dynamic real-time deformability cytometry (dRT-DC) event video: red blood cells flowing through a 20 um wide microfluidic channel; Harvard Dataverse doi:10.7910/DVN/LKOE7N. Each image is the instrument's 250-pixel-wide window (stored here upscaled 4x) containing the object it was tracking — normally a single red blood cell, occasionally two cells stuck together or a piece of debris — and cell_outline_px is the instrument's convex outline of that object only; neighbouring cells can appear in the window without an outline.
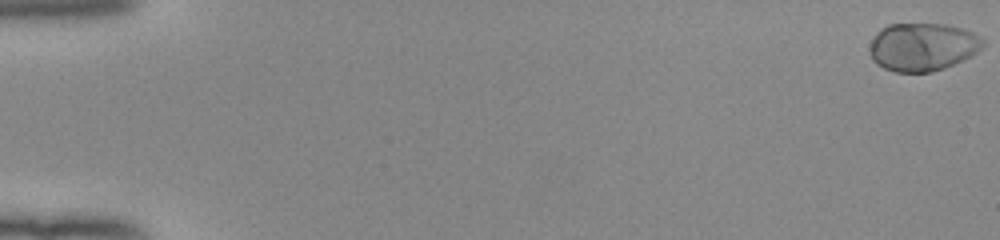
{"species": "human", "species_latin": "Homo sapiens", "temperature_condition": "room temperature", "stored_images_in_passage": 53, "camera_frame_rate_fps": 3000, "um_per_image_px": 0.085, "donor": {"sex": "female"}, "frame": {"image": 1, "passage_image": 1, "time_ms": 0.0, "image_size_px": [1000, 240], "cell_outline_px": [[984, 44], [972, 56], [964, 60], [944, 68], [932, 72], [896, 72], [884, 68], [876, 64], [872, 60], [868, 52], [872, 40], [876, 32], [888, 24], [948, 24], [964, 28], [980, 36], [984, 40]], "centroid_in_image_um": [78.41, 3.98], "position_along_channel_um": 6.6, "area_um2": 32.02}}
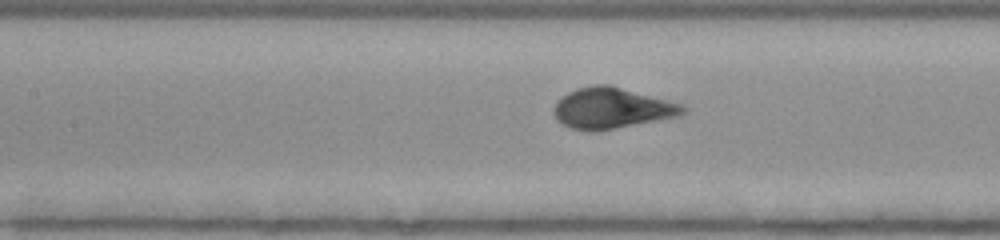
{"frame": {"image": 2, "passage_image": 26, "time_ms": 8.333, "image_size_px": [1000, 240], "cell_outline_px": [[688, 108], [680, 116], [596, 132], [588, 132], [572, 128], [556, 120], [552, 112], [552, 108], [556, 100], [568, 92], [576, 88], [596, 84], [608, 84], [684, 104]], "centroid_in_image_um": [51.98, 9.2], "position_along_channel_um": 155.4, "area_um2": 31.15}}
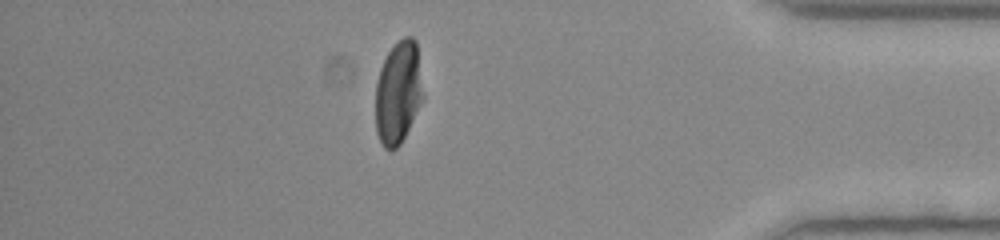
{"frame": {"image": 3, "passage_image": 47, "time_ms": 15.333, "image_size_px": [1000, 240], "cell_outline_px": [[424, 96], [400, 144], [392, 152], [388, 152], [384, 148], [376, 132], [376, 84], [380, 68], [388, 52], [404, 36], [412, 36], [416, 40]], "centroid_in_image_um": [33.84, 7.87], "position_along_channel_um": 401.4, "area_um2": 28.32}, "authors_computed_cell_mechanics": {"area_um2": 30.634, "velocity_mm_per_s": 3.9707, "shape_relaxation_time_tau1_ms": 3.5484, "shape_relaxation_time_tau2_ms": null, "deformation_change_tau1": 0.223, "deformation_change_tau2": null}}